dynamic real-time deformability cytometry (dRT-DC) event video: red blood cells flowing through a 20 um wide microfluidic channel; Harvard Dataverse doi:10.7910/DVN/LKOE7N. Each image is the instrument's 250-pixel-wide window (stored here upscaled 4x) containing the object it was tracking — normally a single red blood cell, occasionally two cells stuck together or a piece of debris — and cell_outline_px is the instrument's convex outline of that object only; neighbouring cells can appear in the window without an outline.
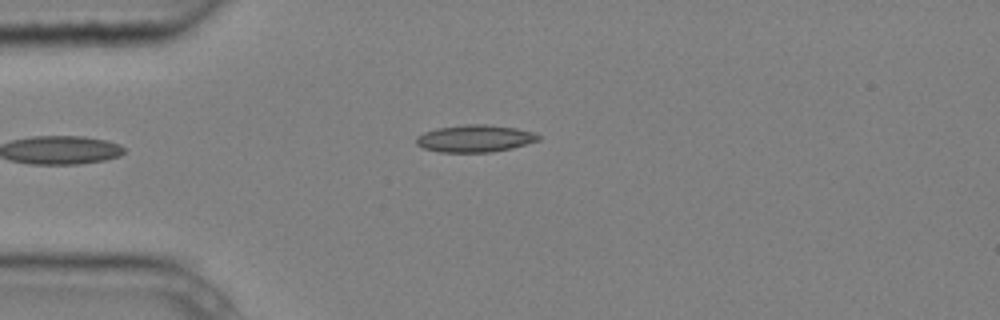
{"species": "common noctule bat (a hibernating species)", "species_latin": "Nyctalus noctula", "temperature_condition": "cold", "stored_images_in_passage": 4, "camera_frame_rate_fps": 3000, "um_per_image_px": 0.085, "animal": {"sex": "male", "body_mass_g": 20.4}, "frame": {"image": 1, "passage_image": 4, "time_ms": 1.0, "image_size_px": [1000, 320], "cell_outline_px": [[540, 140], [512, 148], [492, 152], [440, 152], [424, 148], [416, 144], [416, 136], [424, 132], [436, 128], [464, 124], [488, 124], [516, 128], [536, 132], [540, 136]], "centroid_in_image_um": [40.38, 11.76], "position_along_channel_um": 44.6, "area_um2": 19.54}}